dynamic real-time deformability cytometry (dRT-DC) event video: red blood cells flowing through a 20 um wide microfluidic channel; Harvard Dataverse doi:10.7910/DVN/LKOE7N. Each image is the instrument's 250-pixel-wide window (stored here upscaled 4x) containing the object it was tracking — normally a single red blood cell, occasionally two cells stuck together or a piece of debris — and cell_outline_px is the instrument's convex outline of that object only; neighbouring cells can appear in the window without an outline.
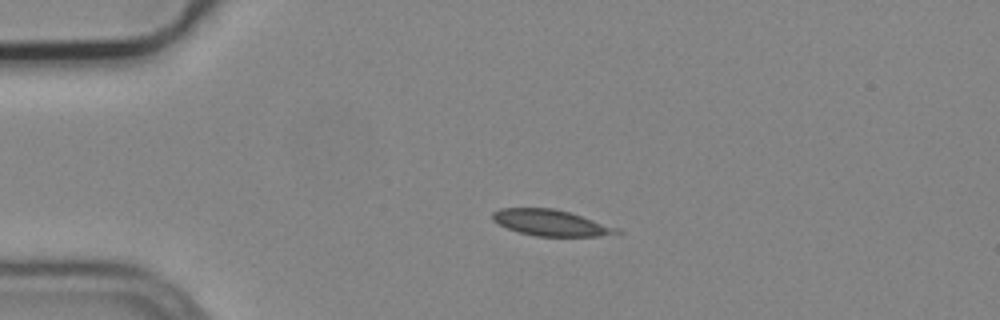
{"species": "common noctule bat (a hibernating species)", "species_latin": "Nyctalus noctula", "temperature_condition": "cold", "stored_images_in_passage": 4, "camera_frame_rate_fps": 3000, "um_per_image_px": 0.085, "animal": {"sex": "male", "body_mass_g": 19.2, "forearm_length_mm": 51.8}, "frame": {"image": 1, "passage_image": 3, "time_ms": 0.667, "image_size_px": [1000, 320], "cell_outline_px": [[624, 232], [600, 236], [536, 236], [520, 232], [508, 228], [492, 220], [492, 212], [500, 208], [552, 208], [568, 212], [620, 228]], "centroid_in_image_um": [46.84, 18.94], "position_along_channel_um": 38.2, "area_um2": 18.73}}